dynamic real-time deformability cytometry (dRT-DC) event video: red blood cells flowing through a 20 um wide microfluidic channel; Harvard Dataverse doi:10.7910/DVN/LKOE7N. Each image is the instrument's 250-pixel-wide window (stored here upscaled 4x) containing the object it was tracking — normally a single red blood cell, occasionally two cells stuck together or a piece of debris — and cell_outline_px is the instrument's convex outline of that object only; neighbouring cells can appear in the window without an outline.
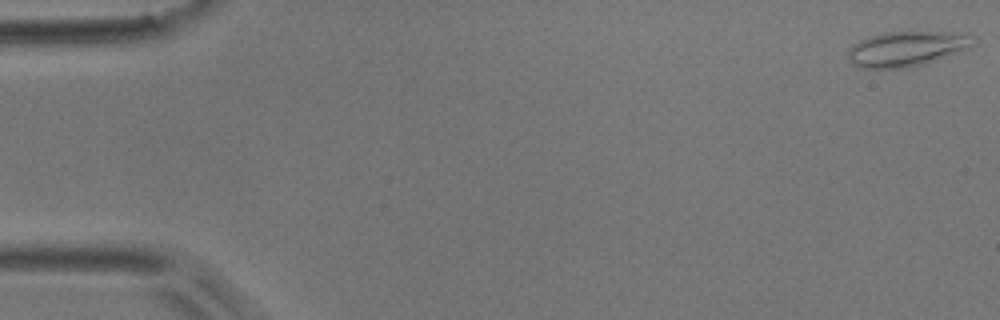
{"species": "common noctule bat (a hibernating species)", "species_latin": "Nyctalus noctula", "temperature_condition": "room temperature", "stored_images_in_passage": 9, "camera_frame_rate_fps": 3000, "um_per_image_px": 0.085, "animal": {"sex": "male", "body_mass_g": 17.9}, "frame": {"image": 1, "passage_image": 1, "time_ms": 0.0, "image_size_px": [1000, 320], "cell_outline_px": [[968, 48], [916, 68], [860, 68], [852, 64], [848, 60], [848, 48], [852, 44], [860, 40], [880, 32], [952, 32], [964, 36], [968, 40]], "centroid_in_image_um": [76.89, 4.18], "position_along_channel_um": 8.1, "area_um2": 25.26}}